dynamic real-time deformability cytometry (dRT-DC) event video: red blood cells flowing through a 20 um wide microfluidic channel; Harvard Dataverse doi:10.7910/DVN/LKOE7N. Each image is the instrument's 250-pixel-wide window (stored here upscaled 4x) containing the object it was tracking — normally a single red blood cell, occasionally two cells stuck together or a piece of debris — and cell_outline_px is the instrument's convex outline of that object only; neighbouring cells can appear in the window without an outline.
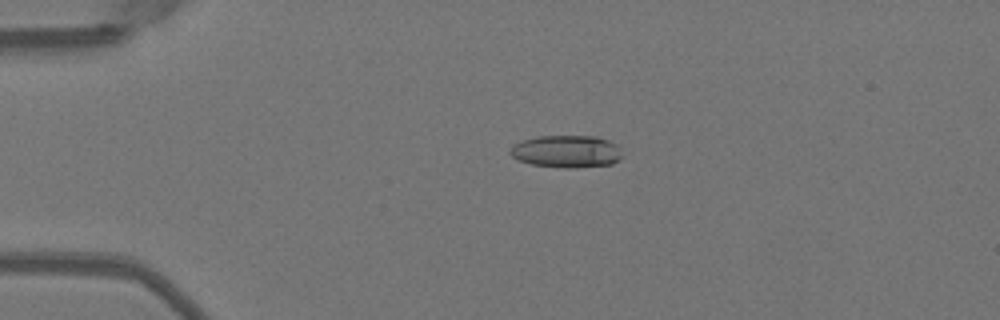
{"species": "Egyptian fruit bat (a non-hibernating species)", "species_latin": "Rousettus aegyptiacus", "temperature_condition": "warm", "stored_images_in_passage": 45, "camera_frame_rate_fps": 3000, "um_per_image_px": 0.085, "animal": {"sex": "female"}, "frame": {"image": 1, "passage_image": 6, "time_ms": 1.667, "image_size_px": [1000, 320], "cell_outline_px": [[620, 160], [612, 164], [572, 168], [564, 168], [532, 164], [520, 160], [512, 156], [508, 152], [516, 144], [524, 140], [536, 136], [596, 136], [608, 140], [616, 144], [620, 148]], "centroid_in_image_um": [48.18, 12.87], "position_along_channel_um": 36.8, "area_um2": 20.98}}
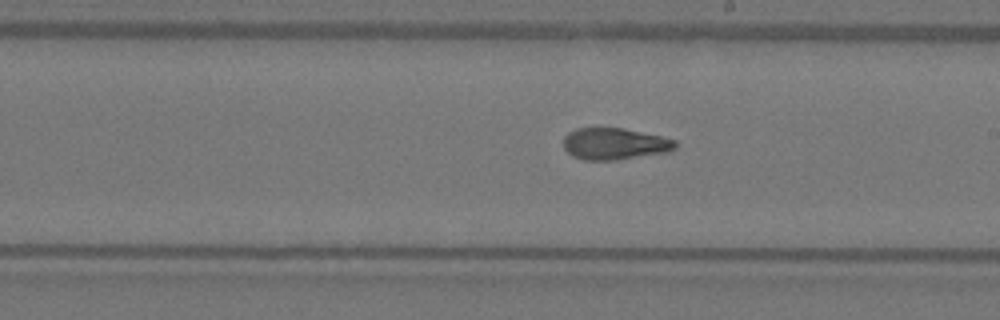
{"frame": {"image": 2, "passage_image": 24, "time_ms": 7.667, "image_size_px": [1000, 320], "cell_outline_px": [[676, 148], [668, 152], [616, 160], [584, 160], [572, 156], [564, 148], [564, 136], [568, 132], [576, 128], [624, 128], [660, 136], [676, 140]], "centroid_in_image_um": [52.23, 12.22], "position_along_channel_um": 236.8, "area_um2": 20.69}}
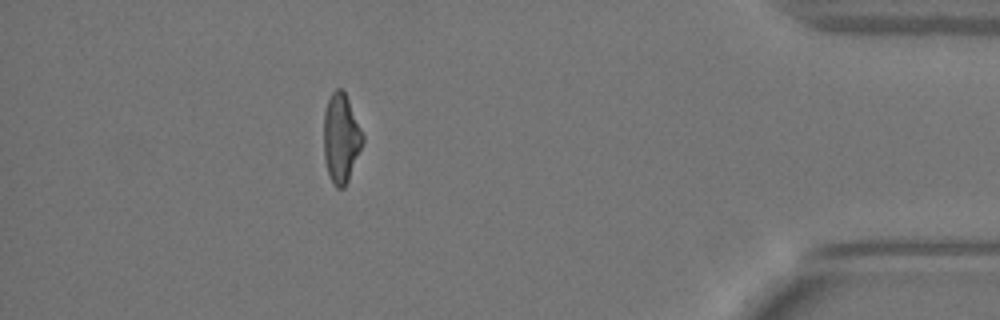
{"frame": {"image": 3, "passage_image": 40, "time_ms": 13.0, "image_size_px": [1000, 320], "cell_outline_px": [[364, 140], [348, 180], [344, 188], [336, 188], [332, 184], [324, 160], [324, 112], [328, 100], [332, 92], [336, 88], [340, 88], [344, 92], [348, 100], [364, 136]], "centroid_in_image_um": [28.97, 11.77], "position_along_channel_um": 406.2, "area_um2": 20.0}, "authors_computed_cell_mechanics": {"area_um2": 20.9814, "velocity_mm_per_s": 4.0146, "shape_relaxation_time_tau1_ms": 6.6061, "shape_relaxation_time_tau2_ms": 1.9718, "deformation_change_tau1": 0.2391, "deformation_change_tau2": 0.0979}}